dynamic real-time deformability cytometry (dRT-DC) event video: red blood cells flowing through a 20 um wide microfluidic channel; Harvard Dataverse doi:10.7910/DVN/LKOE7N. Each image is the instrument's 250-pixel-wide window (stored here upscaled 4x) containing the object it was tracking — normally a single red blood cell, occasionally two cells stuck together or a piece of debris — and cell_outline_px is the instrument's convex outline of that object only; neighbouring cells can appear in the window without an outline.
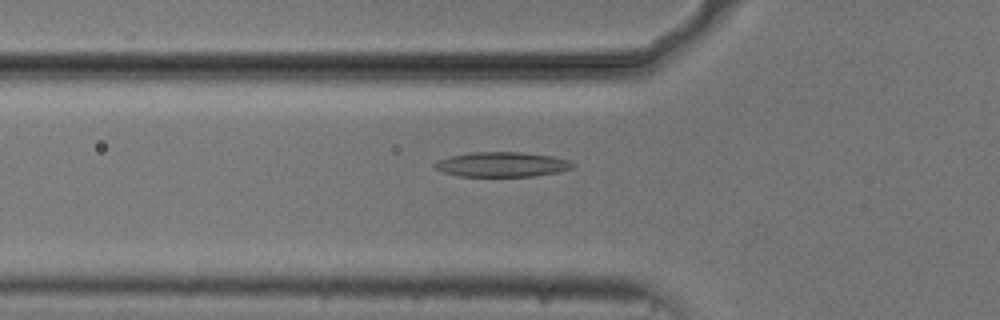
{"species": "common noctule bat (a hibernating species)", "species_latin": "Nyctalus noctula", "temperature_condition": "cold", "stored_images_in_passage": 53, "camera_frame_rate_fps": 3000, "um_per_image_px": 0.085, "animal": {"sex": "male", "body_mass_g": 20.5, "forearm_length_mm": 52.5}, "frame": {"image": 1, "passage_image": 18, "time_ms": 5.667, "image_size_px": [1000, 320], "cell_outline_px": [[576, 164], [572, 168], [556, 172], [532, 176], [460, 176], [444, 172], [436, 168], [432, 164], [436, 160], [448, 156], [472, 152], [520, 152], [552, 156], [568, 160]], "centroid_in_image_um": [42.63, 13.97], "position_along_channel_um": 83.2, "area_um2": 19.88}}
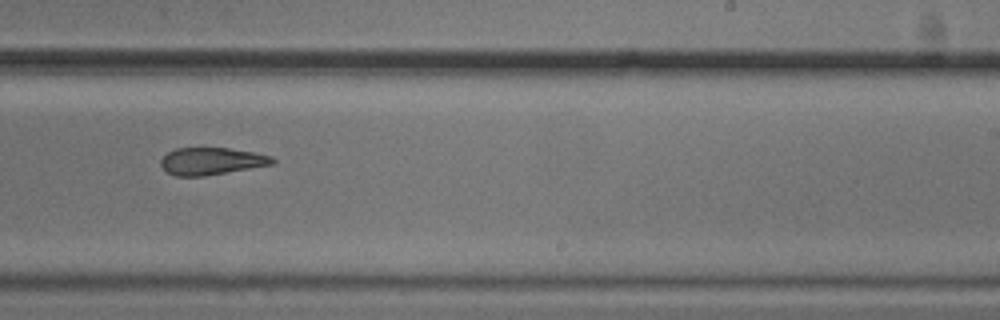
{"frame": {"image": 2, "passage_image": 33, "time_ms": 10.667, "image_size_px": [1000, 320], "cell_outline_px": [[276, 164], [204, 176], [176, 176], [168, 172], [160, 164], [160, 160], [168, 152], [176, 148], [228, 148], [252, 152], [272, 156], [276, 160]], "centroid_in_image_um": [18.01, 13.7], "position_along_channel_um": 271.0, "area_um2": 17.69}}
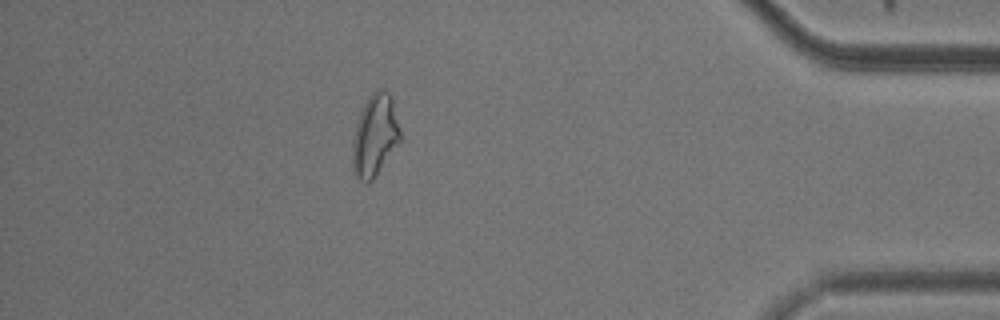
{"frame": {"image": 3, "passage_image": 47, "time_ms": 15.333, "image_size_px": [1000, 320], "cell_outline_px": [[400, 140], [376, 176], [368, 184], [364, 184], [352, 172], [352, 140], [356, 124], [360, 112], [368, 96], [380, 88], [384, 88], [392, 96], [400, 132]], "centroid_in_image_um": [31.84, 11.53], "position_along_channel_um": 403.4, "area_um2": 22.89}, "authors_computed_cell_mechanics": {"area_um2": 20.4034, "velocity_mm_per_s": 3.7448, "shape_relaxation_time_tau1_ms": 11.1644, "shape_relaxation_time_tau2_ms": 3.7031, "deformation_change_tau1": 0.259, "deformation_change_tau2": 0.1252}}